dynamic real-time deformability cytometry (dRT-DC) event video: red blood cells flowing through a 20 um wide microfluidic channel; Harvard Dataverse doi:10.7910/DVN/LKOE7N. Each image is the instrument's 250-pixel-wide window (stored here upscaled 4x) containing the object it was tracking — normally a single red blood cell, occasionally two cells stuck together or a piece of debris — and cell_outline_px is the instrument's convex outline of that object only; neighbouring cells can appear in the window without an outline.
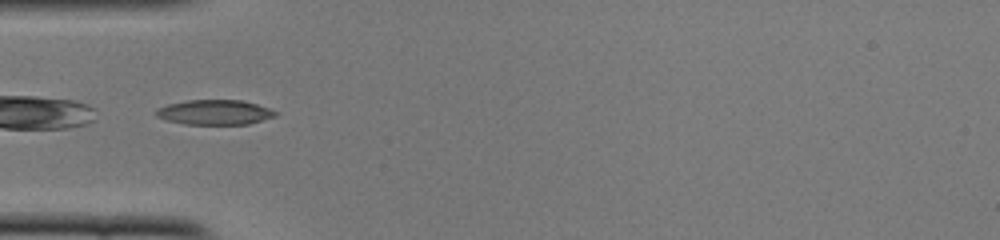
{"species": "common noctule bat (a hibernating species)", "species_latin": "Nyctalus noctula", "temperature_condition": "cold", "stored_images_in_passage": 20, "camera_frame_rate_fps": 3000, "um_per_image_px": 0.085, "animal": {"sex": "female", "body_mass_g": 22.0, "forearm_length_mm": 56.7}, "frame": {"image": 1, "passage_image": 1, "time_ms": 0.0, "image_size_px": [1000, 240], "cell_outline_px": [[276, 116], [248, 124], [184, 124], [164, 120], [156, 116], [156, 108], [168, 104], [188, 100], [240, 100], [256, 104], [268, 108], [276, 112]], "centroid_in_image_um": [18.2, 9.55], "position_along_channel_um": 66.8, "area_um2": 17.22}}
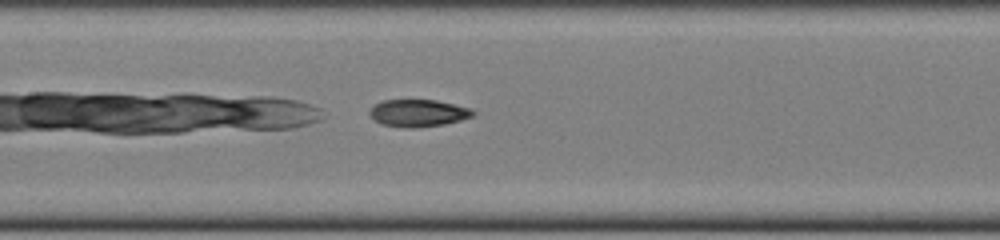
{"frame": {"image": 2, "passage_image": 9, "time_ms": 2.667, "image_size_px": [1000, 240], "cell_outline_px": [[476, 112], [472, 116], [460, 120], [444, 124], [412, 128], [408, 128], [380, 124], [368, 112], [376, 104], [384, 100], [436, 100], [472, 108]], "centroid_in_image_um": [35.57, 9.61], "position_along_channel_um": 171.8, "area_um2": 16.24}}
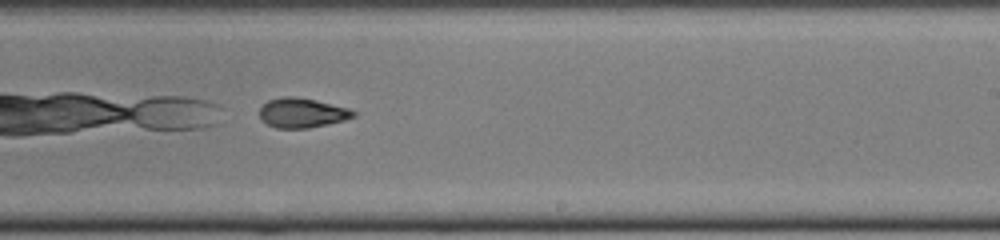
{"frame": {"image": 3, "passage_image": 16, "time_ms": 5.0, "image_size_px": [1000, 240], "cell_outline_px": [[356, 116], [344, 120], [308, 128], [276, 128], [260, 120], [260, 108], [268, 100], [284, 96], [296, 96], [316, 100], [352, 108], [356, 112]], "centroid_in_image_um": [25.7, 9.58], "position_along_channel_um": 263.3, "area_um2": 16.36}}